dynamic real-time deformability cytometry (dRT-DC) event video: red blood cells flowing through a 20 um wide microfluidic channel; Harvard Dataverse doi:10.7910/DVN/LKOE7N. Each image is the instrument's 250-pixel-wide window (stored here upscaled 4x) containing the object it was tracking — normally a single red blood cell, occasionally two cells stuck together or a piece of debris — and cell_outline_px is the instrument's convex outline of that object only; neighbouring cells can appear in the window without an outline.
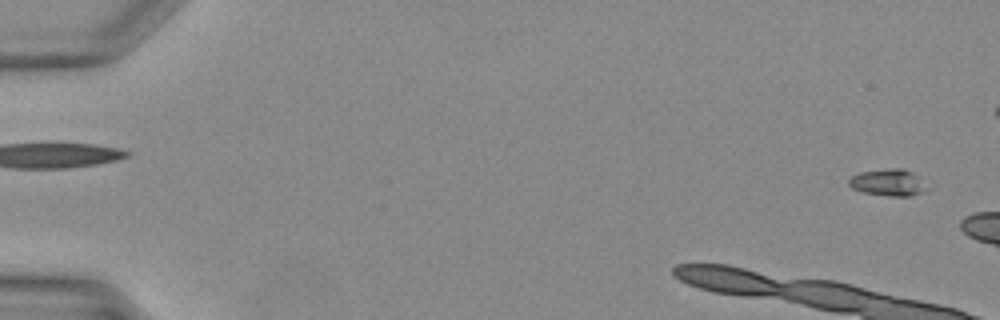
{"species": "Egyptian fruit bat (a non-hibernating species)", "species_latin": "Rousettus aegyptiacus", "temperature_condition": "warm", "stored_images_in_passage": 4, "camera_frame_rate_fps": 3000, "um_per_image_px": 0.085, "animal": {"sex": "female"}, "frame": {"image": 1, "passage_image": 1, "time_ms": 0.0, "image_size_px": [1000, 320], "cell_outline_px": [[924, 192], [912, 196], [888, 196], [860, 192], [852, 188], [848, 184], [848, 180], [852, 176], [860, 172], [892, 168], [904, 168], [912, 172], [924, 188]], "centroid_in_image_um": [75.4, 15.52], "position_along_channel_um": 9.6, "area_um2": 11.91}}